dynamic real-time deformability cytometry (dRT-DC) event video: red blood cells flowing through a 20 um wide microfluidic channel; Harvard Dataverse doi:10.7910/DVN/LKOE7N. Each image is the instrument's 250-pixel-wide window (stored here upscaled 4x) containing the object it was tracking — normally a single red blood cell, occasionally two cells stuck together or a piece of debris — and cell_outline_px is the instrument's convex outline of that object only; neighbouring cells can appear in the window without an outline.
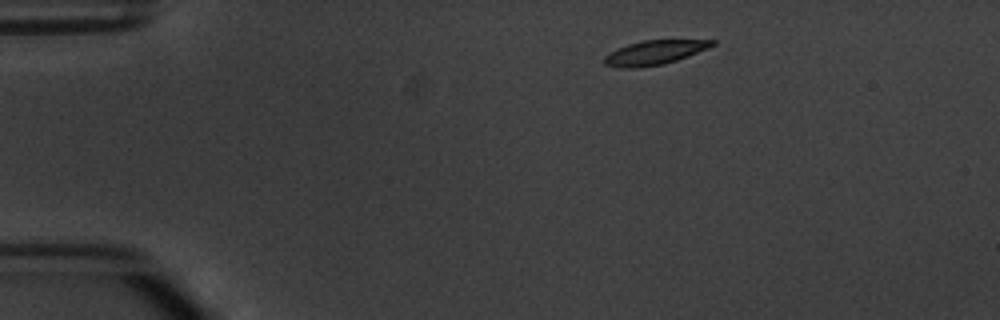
{"species": "common noctule bat (a hibernating species)", "species_latin": "Nyctalus noctula", "temperature_condition": "warm", "stored_images_in_passage": 3, "camera_frame_rate_fps": 3000, "um_per_image_px": 0.085, "animal": {"sex": "male", "body_mass_g": 20.1, "forearm_length_mm": 53.5}, "frame": {"image": 1, "passage_image": 1, "time_ms": 0.0, "image_size_px": [1000, 320], "cell_outline_px": [[716, 44], [708, 48], [688, 56], [664, 64], [636, 68], [624, 68], [604, 64], [604, 56], [608, 52], [628, 44], [640, 40], [716, 40]], "centroid_in_image_um": [55.61, 4.46], "position_along_channel_um": 29.4, "area_um2": 15.26}}